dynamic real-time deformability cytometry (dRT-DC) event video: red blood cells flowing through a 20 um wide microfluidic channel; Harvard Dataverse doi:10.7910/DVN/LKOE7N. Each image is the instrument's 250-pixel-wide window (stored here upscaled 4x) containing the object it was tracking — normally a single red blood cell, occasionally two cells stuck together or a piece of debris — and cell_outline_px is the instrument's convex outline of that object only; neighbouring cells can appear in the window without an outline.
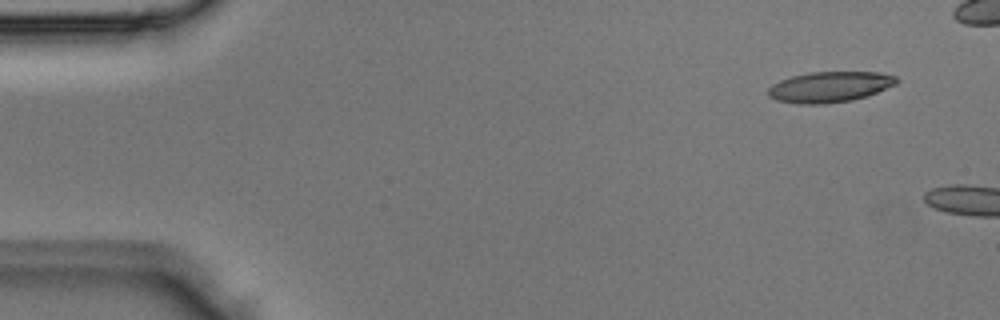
{"species": "Egyptian fruit bat (a non-hibernating species)", "species_latin": "Rousettus aegyptiacus", "temperature_condition": "room temperature", "stored_images_in_passage": 3, "segment_of_instrument_passage": [2, 2], "camera_frame_rate_fps": 3000, "um_per_image_px": 0.085, "animal": {"sex": "male"}, "frame": {"image": 1, "passage_image": 3, "time_ms": 0.667, "image_size_px": [1000, 320], "cell_outline_px": [[900, 80], [896, 84], [868, 96], [852, 100], [824, 104], [796, 104], [776, 100], [768, 96], [768, 88], [772, 84], [780, 80], [792, 76], [812, 72], [880, 72], [896, 76]], "centroid_in_image_um": [70.53, 7.39], "position_along_channel_um": 14.5, "area_um2": 23.12}}